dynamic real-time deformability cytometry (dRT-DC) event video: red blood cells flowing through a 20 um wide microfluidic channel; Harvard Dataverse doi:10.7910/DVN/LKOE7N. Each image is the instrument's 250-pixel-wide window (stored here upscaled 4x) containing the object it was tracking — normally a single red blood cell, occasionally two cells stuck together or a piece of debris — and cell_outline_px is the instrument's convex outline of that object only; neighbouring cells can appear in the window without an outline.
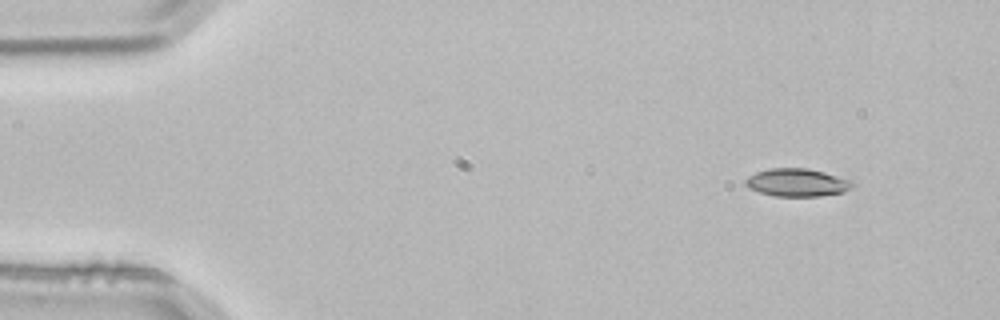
{"species": "common noctule bat (a hibernating species)", "species_latin": "Nyctalus noctula", "temperature_condition": "room temperature", "stored_images_in_passage": 3, "camera_frame_rate_fps": 3000, "um_per_image_px": 0.085, "animal": {"sex": "male", "body_mass_g": 21.5, "forearm_length_mm": 52.0}, "frame": {"image": 1, "passage_image": 1, "time_ms": 0.0, "image_size_px": [1000, 320], "cell_outline_px": [[856, 184], [852, 188], [844, 192], [820, 196], [776, 196], [760, 192], [748, 188], [744, 184], [744, 180], [748, 176], [756, 172], [768, 168], [808, 168], [824, 172], [852, 180]], "centroid_in_image_um": [67.76, 15.51], "position_along_channel_um": 17.2, "area_um2": 17.57}}
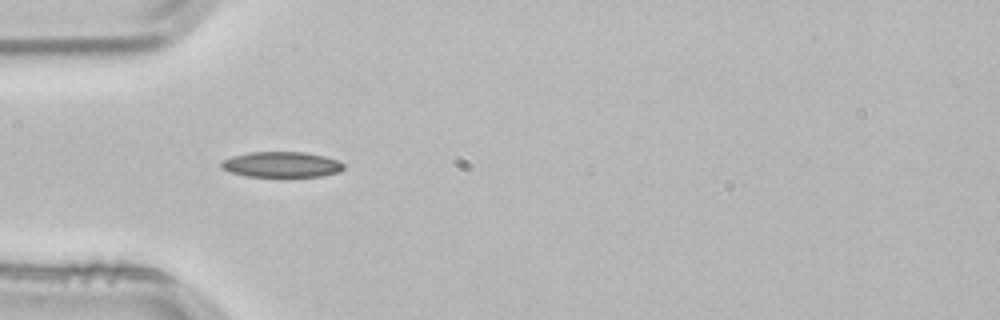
{"frame": {"image": 2, "passage_image": 3, "time_ms": 0.667, "image_size_px": [1000, 320], "cell_outline_px": [[344, 168], [340, 172], [320, 176], [244, 176], [220, 168], [220, 160], [232, 156], [252, 152], [304, 152], [324, 156], [336, 160], [344, 164]], "centroid_in_image_um": [23.9, 13.98], "position_along_channel_um": 61.1, "area_um2": 18.15}}